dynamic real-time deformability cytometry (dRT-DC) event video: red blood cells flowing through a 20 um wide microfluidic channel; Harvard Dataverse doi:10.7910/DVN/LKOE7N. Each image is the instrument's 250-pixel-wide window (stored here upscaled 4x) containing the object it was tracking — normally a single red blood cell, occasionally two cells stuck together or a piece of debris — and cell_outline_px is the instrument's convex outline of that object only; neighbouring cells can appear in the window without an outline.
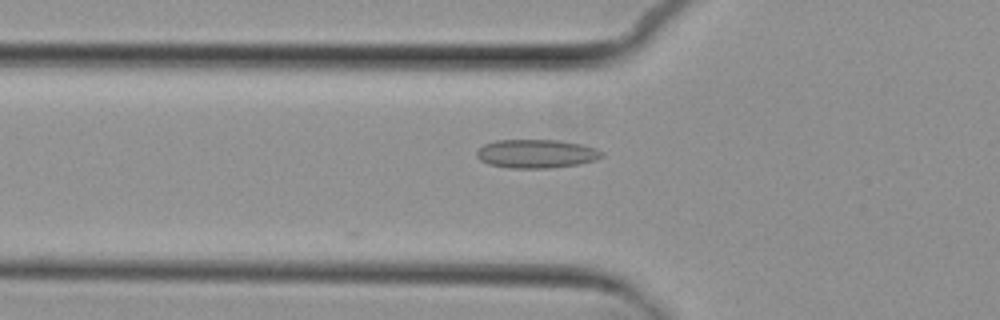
{"species": "common noctule bat (a hibernating species)", "species_latin": "Nyctalus noctula", "temperature_condition": "cold", "stored_images_in_passage": 4, "camera_frame_rate_fps": 3000, "um_per_image_px": 0.085, "animal": {"sex": "female", "body_mass_g": 29.2, "forearm_length_mm": 56.3}, "frame": {"image": 1, "passage_image": 4, "time_ms": 4.333, "image_size_px": [1000, 320], "cell_outline_px": [[604, 156], [596, 160], [580, 164], [548, 168], [508, 168], [488, 164], [480, 160], [476, 156], [476, 152], [484, 144], [496, 140], [560, 140], [584, 144], [596, 148], [604, 152]], "centroid_in_image_um": [45.63, 13.06], "position_along_channel_um": 80.2, "area_um2": 21.15}}